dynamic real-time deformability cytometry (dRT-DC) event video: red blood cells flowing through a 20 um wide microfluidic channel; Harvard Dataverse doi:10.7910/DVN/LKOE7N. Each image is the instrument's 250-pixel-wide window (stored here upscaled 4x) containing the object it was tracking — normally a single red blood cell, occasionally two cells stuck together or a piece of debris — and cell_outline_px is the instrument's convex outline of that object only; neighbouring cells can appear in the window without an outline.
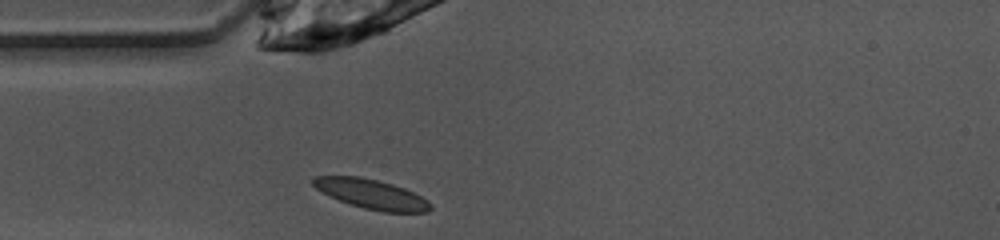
{"species": "common noctule bat (a hibernating species)", "species_latin": "Nyctalus noctula", "temperature_condition": "warm", "stored_images_in_passage": 30, "camera_frame_rate_fps": 3000, "um_per_image_px": 0.085, "animal": {"sex": "female", "body_mass_g": 10.0, "forearm_length_mm": 53.1}, "frame": {"image": 1, "passage_image": 1, "time_ms": 0.0, "image_size_px": [1000, 240], "cell_outline_px": [[432, 208], [428, 212], [384, 212], [364, 208], [340, 200], [316, 188], [312, 184], [312, 176], [360, 176], [392, 184], [404, 188], [428, 200], [432, 204]], "centroid_in_image_um": [31.6, 16.49], "position_along_channel_um": 53.4, "area_um2": 19.94}}
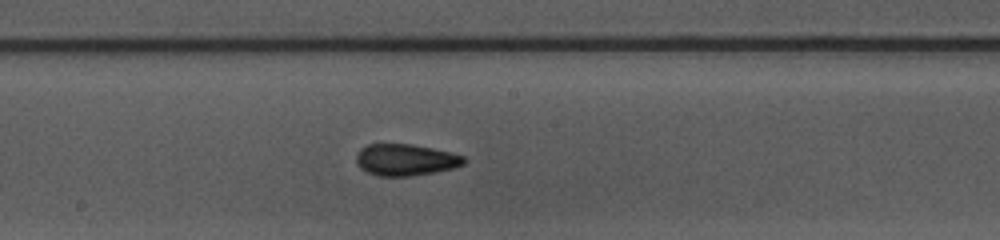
{"frame": {"image": 2, "passage_image": 13, "time_ms": 4.0, "image_size_px": [1000, 240], "cell_outline_px": [[468, 160], [464, 164], [452, 168], [436, 172], [412, 176], [376, 176], [360, 168], [356, 164], [356, 156], [360, 148], [368, 144], [412, 144], [432, 148], [464, 156]], "centroid_in_image_um": [34.46, 13.59], "position_along_channel_um": 213.7, "area_um2": 19.94}}
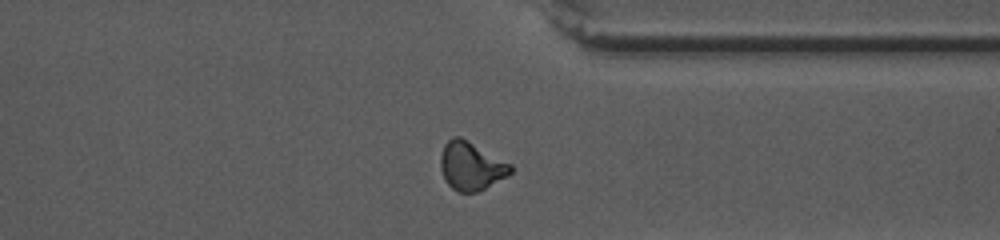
{"frame": {"image": 3, "passage_image": 25, "time_ms": 8.0, "image_size_px": [1000, 240], "cell_outline_px": [[512, 172], [484, 188], [476, 192], [460, 192], [452, 188], [448, 184], [440, 168], [440, 156], [444, 144], [452, 136], [460, 136], [468, 140], [512, 164]], "centroid_in_image_um": [40.02, 14.08], "position_along_channel_um": 371.4, "area_um2": 19.54}, "authors_computed_cell_mechanics": {"area_um2": 19.1607, "velocity_mm_per_s": 4.0356, "shape_relaxation_time_tau1_ms": 6.7903, "shape_relaxation_time_tau2_ms": 3.3715, "deformation_change_tau1": 0.134, "deformation_change_tau2": 0.0918}}